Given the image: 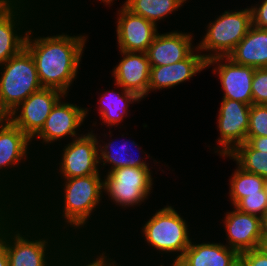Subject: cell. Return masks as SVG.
<instances>
[{"label":"cell","mask_w":267,"mask_h":266,"mask_svg":"<svg viewBox=\"0 0 267 266\" xmlns=\"http://www.w3.org/2000/svg\"><path fill=\"white\" fill-rule=\"evenodd\" d=\"M103 191V174L40 179L37 195L27 208L44 225L61 231L73 243H115L120 231L107 220Z\"/></svg>","instance_id":"obj_1"},{"label":"cell","mask_w":267,"mask_h":266,"mask_svg":"<svg viewBox=\"0 0 267 266\" xmlns=\"http://www.w3.org/2000/svg\"><path fill=\"white\" fill-rule=\"evenodd\" d=\"M67 14L66 19L55 16L54 11L40 15L27 33L25 48L35 61L39 81L43 88L56 89L65 95H72L71 90L73 87L77 88L76 83L81 80L79 79L82 74L80 68H84L82 59L85 57L91 33L80 32L78 34L70 31V26L74 23L72 20L76 19L71 15L75 12Z\"/></svg>","instance_id":"obj_2"},{"label":"cell","mask_w":267,"mask_h":266,"mask_svg":"<svg viewBox=\"0 0 267 266\" xmlns=\"http://www.w3.org/2000/svg\"><path fill=\"white\" fill-rule=\"evenodd\" d=\"M175 203L176 202L170 203L169 201L168 202L166 201V203H165L166 205H162L161 207L158 206L157 209L153 210L152 205L154 207V204H152V200H151L150 209L148 207V210L144 211V213L145 212L147 213L150 210V212H148V214L150 216L147 214V217H145L144 220L139 218V220H137V221L138 222L140 221L141 224H139L137 221L135 222L136 224H134V223H132V221H130L132 228H129V230H128V228H127V230H126V228H123V230L120 231L116 243L117 244L120 243V244H118V247L121 248L120 254L122 255V259H123V266H130V265L131 266H156L157 264H160L163 262H176L182 257L185 250L189 247L192 238L196 235L195 233L197 230L193 226L196 225L198 222H196V220H195V221H193V222H195V224L193 222L190 223L191 217L189 220V218H188L189 216H187L189 214L187 212L185 213L184 210L181 209V207H178V204L176 205ZM151 209L153 212H151ZM182 210H183V212H181ZM183 214H184V216H183ZM137 223H138V225H137ZM133 225H134V227H133ZM133 228H135V229H133ZM124 229L128 232V235L130 232V236L127 235V233H126V231H124ZM130 230H132V231L134 230L133 232L136 235L134 233H133V235H131L132 231H130ZM136 232L139 233L138 237H137ZM123 234L125 236H127V238L124 237ZM122 236L125 239H131L130 240L131 242L129 243L128 242L129 240H125V239L121 240ZM132 236H133V240H132ZM128 237H131V238H128ZM136 237L140 240L136 239ZM134 240H136L135 244L138 243L136 245L138 247H136L135 244L131 245L132 241H134ZM123 243H125V244L127 243L131 246L129 247V245H127V244L125 245ZM139 243L141 246L139 245ZM133 248H134V250L132 251ZM137 248H139V249H137ZM128 250H131V252L129 251V253H128L127 252ZM135 250H137V251L140 250V251L136 252ZM145 251H146V253H145ZM122 252H124V253H122ZM140 252H142V253H140ZM132 253H134V254L132 255ZM129 257H130V259H129ZM132 259H133V261H132ZM136 262L138 263V265ZM140 262H141V265H140Z\"/></svg>","instance_id":"obj_3"},{"label":"cell","mask_w":267,"mask_h":266,"mask_svg":"<svg viewBox=\"0 0 267 266\" xmlns=\"http://www.w3.org/2000/svg\"><path fill=\"white\" fill-rule=\"evenodd\" d=\"M9 266H55L73 243L64 233L44 225L23 207L2 229Z\"/></svg>","instance_id":"obj_4"},{"label":"cell","mask_w":267,"mask_h":266,"mask_svg":"<svg viewBox=\"0 0 267 266\" xmlns=\"http://www.w3.org/2000/svg\"><path fill=\"white\" fill-rule=\"evenodd\" d=\"M41 160L31 139L7 117H0V188L17 204L27 207L36 197Z\"/></svg>","instance_id":"obj_5"},{"label":"cell","mask_w":267,"mask_h":266,"mask_svg":"<svg viewBox=\"0 0 267 266\" xmlns=\"http://www.w3.org/2000/svg\"><path fill=\"white\" fill-rule=\"evenodd\" d=\"M165 169L170 172L167 173ZM172 171L175 172V168L171 167L162 169V168L122 167L109 171L106 174H103L104 206H105L106 217L109 220V222H111L113 225H115V227H117V229H119V231H121L123 229V224L120 220L117 221L115 219L117 216L118 219L121 217L122 218L125 217L123 218L125 219L124 221H126L127 219L126 222L128 228L129 226H131L128 223L129 222L128 219H130L131 221L132 220L136 221V218L134 219L135 214H139L141 208L142 210L140 214L141 217L144 218V215H142L144 214L142 212L144 211L143 208H145L146 205L149 206L148 203L150 202L149 201L150 197L154 198L151 195H156L154 194L155 192L154 187L156 185L155 179L158 176L154 175H157L158 173L160 176L161 174L168 175L171 173L172 176L173 173ZM134 209H136L137 211L135 210L131 212L133 213L138 212V213H134V217L131 218L126 217L127 215L125 214H128V216H130L129 215L130 210ZM117 210H119V212ZM123 213L124 216H122ZM111 215L113 218L111 217ZM117 223L118 224L121 223L120 225L122 226L118 225Z\"/></svg>","instance_id":"obj_6"},{"label":"cell","mask_w":267,"mask_h":266,"mask_svg":"<svg viewBox=\"0 0 267 266\" xmlns=\"http://www.w3.org/2000/svg\"><path fill=\"white\" fill-rule=\"evenodd\" d=\"M236 6L231 10L229 6L223 11L221 8L218 12L214 10V13L209 12L210 14L207 13L203 15V18L201 16L200 20L198 19L199 26L203 25L204 29L197 26V32H200L201 28L203 30H201L202 35L196 42L197 49L206 61L215 57H228L252 26V12L249 4L246 3L243 8L238 3Z\"/></svg>","instance_id":"obj_7"},{"label":"cell","mask_w":267,"mask_h":266,"mask_svg":"<svg viewBox=\"0 0 267 266\" xmlns=\"http://www.w3.org/2000/svg\"><path fill=\"white\" fill-rule=\"evenodd\" d=\"M93 174L103 173L99 169L98 140L90 129L55 147L41 160L40 179H69Z\"/></svg>","instance_id":"obj_8"},{"label":"cell","mask_w":267,"mask_h":266,"mask_svg":"<svg viewBox=\"0 0 267 266\" xmlns=\"http://www.w3.org/2000/svg\"><path fill=\"white\" fill-rule=\"evenodd\" d=\"M71 96L64 95L56 103L41 130L31 139L33 151L40 160L55 147L82 136L89 129L85 104L80 105L78 100L75 103V99L71 102Z\"/></svg>","instance_id":"obj_9"},{"label":"cell","mask_w":267,"mask_h":266,"mask_svg":"<svg viewBox=\"0 0 267 266\" xmlns=\"http://www.w3.org/2000/svg\"><path fill=\"white\" fill-rule=\"evenodd\" d=\"M42 88L35 61L24 47L0 66V117H7L32 93Z\"/></svg>","instance_id":"obj_10"},{"label":"cell","mask_w":267,"mask_h":266,"mask_svg":"<svg viewBox=\"0 0 267 266\" xmlns=\"http://www.w3.org/2000/svg\"><path fill=\"white\" fill-rule=\"evenodd\" d=\"M115 130L117 129H102L101 131L103 132L100 130H92L98 140L99 169L103 174L122 167L170 168L168 163H162L160 159L154 158L149 151H146V149L144 150L143 145L139 146L140 144L133 139L134 137H132L131 134L129 135L127 129L118 130L119 132L120 130L126 131L120 132V135L118 133L120 141L117 134L116 137H114L113 133ZM120 136L123 139L120 138Z\"/></svg>","instance_id":"obj_11"},{"label":"cell","mask_w":267,"mask_h":266,"mask_svg":"<svg viewBox=\"0 0 267 266\" xmlns=\"http://www.w3.org/2000/svg\"><path fill=\"white\" fill-rule=\"evenodd\" d=\"M111 84L112 85L108 84L109 88H107V90L105 88L103 89L97 88L98 90H100V92L96 91L95 93L97 95V100H96L97 102L95 103L96 107L93 104L89 105L86 103V105L90 106V107L86 106L85 110L86 121L88 126L90 127L89 128L90 130H96V129L101 130L105 128L106 129L128 128L127 126L128 125L131 126V123L127 124L125 121L128 119L126 118H129L130 116L134 115L131 112L132 109L130 108L131 107L133 108V106L136 104L138 105L141 101L143 102V100L139 98L135 93L126 91L120 85L116 84L113 81ZM92 106L94 107L93 108L94 110H92L91 108ZM91 111H93V115L95 114V117L99 114V116L96 117V118L99 117L98 118L99 120L96 118L94 120L90 118V116H93ZM95 111L98 114L94 113Z\"/></svg>","instance_id":"obj_12"},{"label":"cell","mask_w":267,"mask_h":266,"mask_svg":"<svg viewBox=\"0 0 267 266\" xmlns=\"http://www.w3.org/2000/svg\"><path fill=\"white\" fill-rule=\"evenodd\" d=\"M218 104L215 127L219 135L214 144L208 143L206 147L215 156H228L237 146L247 141L251 105L227 98H222Z\"/></svg>","instance_id":"obj_13"},{"label":"cell","mask_w":267,"mask_h":266,"mask_svg":"<svg viewBox=\"0 0 267 266\" xmlns=\"http://www.w3.org/2000/svg\"><path fill=\"white\" fill-rule=\"evenodd\" d=\"M230 207L231 210L226 209V211H223V216L218 221L220 224L216 220L217 225L220 226L217 231L221 232H216L215 234L222 238L220 240L225 245L238 253L257 249L262 241L261 218L243 213L234 206Z\"/></svg>","instance_id":"obj_14"},{"label":"cell","mask_w":267,"mask_h":266,"mask_svg":"<svg viewBox=\"0 0 267 266\" xmlns=\"http://www.w3.org/2000/svg\"><path fill=\"white\" fill-rule=\"evenodd\" d=\"M39 16L25 6H5L0 11V66L25 47L27 33Z\"/></svg>","instance_id":"obj_15"},{"label":"cell","mask_w":267,"mask_h":266,"mask_svg":"<svg viewBox=\"0 0 267 266\" xmlns=\"http://www.w3.org/2000/svg\"><path fill=\"white\" fill-rule=\"evenodd\" d=\"M220 83L222 98L253 104L251 84L256 68L233 62L229 57H215L206 61V69ZM215 75V76H214Z\"/></svg>","instance_id":"obj_16"},{"label":"cell","mask_w":267,"mask_h":266,"mask_svg":"<svg viewBox=\"0 0 267 266\" xmlns=\"http://www.w3.org/2000/svg\"><path fill=\"white\" fill-rule=\"evenodd\" d=\"M114 12L116 24V49L125 52L146 53L157 33L161 30L155 24L142 16L133 14L125 6H120ZM116 32V33H115Z\"/></svg>","instance_id":"obj_17"},{"label":"cell","mask_w":267,"mask_h":266,"mask_svg":"<svg viewBox=\"0 0 267 266\" xmlns=\"http://www.w3.org/2000/svg\"><path fill=\"white\" fill-rule=\"evenodd\" d=\"M64 95L56 89L42 88L32 93L7 118L32 139L43 127L52 108Z\"/></svg>","instance_id":"obj_18"},{"label":"cell","mask_w":267,"mask_h":266,"mask_svg":"<svg viewBox=\"0 0 267 266\" xmlns=\"http://www.w3.org/2000/svg\"><path fill=\"white\" fill-rule=\"evenodd\" d=\"M159 31L148 47L146 55L151 66L169 65L186 59L196 48L199 35L193 27ZM184 28V29H183ZM194 32V33H193ZM198 35V36H197ZM196 37V38H195Z\"/></svg>","instance_id":"obj_19"},{"label":"cell","mask_w":267,"mask_h":266,"mask_svg":"<svg viewBox=\"0 0 267 266\" xmlns=\"http://www.w3.org/2000/svg\"><path fill=\"white\" fill-rule=\"evenodd\" d=\"M197 226L195 228L198 230L200 227L199 231L177 262L182 266H231L239 257V253L225 245L219 237H215L217 235L212 237V231L210 234L206 228H201L202 225L198 228ZM205 230L208 232L205 233Z\"/></svg>","instance_id":"obj_20"},{"label":"cell","mask_w":267,"mask_h":266,"mask_svg":"<svg viewBox=\"0 0 267 266\" xmlns=\"http://www.w3.org/2000/svg\"><path fill=\"white\" fill-rule=\"evenodd\" d=\"M120 56L109 72L113 82L145 101L148 98L151 65L146 53L117 50ZM147 97V98H146Z\"/></svg>","instance_id":"obj_21"},{"label":"cell","mask_w":267,"mask_h":266,"mask_svg":"<svg viewBox=\"0 0 267 266\" xmlns=\"http://www.w3.org/2000/svg\"><path fill=\"white\" fill-rule=\"evenodd\" d=\"M206 70V60L197 48L186 59L179 62L151 66L148 97L158 91L176 89L175 87L181 84L191 83L190 80L193 81L195 76H199L202 71Z\"/></svg>","instance_id":"obj_22"},{"label":"cell","mask_w":267,"mask_h":266,"mask_svg":"<svg viewBox=\"0 0 267 266\" xmlns=\"http://www.w3.org/2000/svg\"><path fill=\"white\" fill-rule=\"evenodd\" d=\"M116 245V242L72 243L55 266H122V255Z\"/></svg>","instance_id":"obj_23"},{"label":"cell","mask_w":267,"mask_h":266,"mask_svg":"<svg viewBox=\"0 0 267 266\" xmlns=\"http://www.w3.org/2000/svg\"><path fill=\"white\" fill-rule=\"evenodd\" d=\"M190 2H197L192 0H126L125 7L130 10L133 14L142 16L146 20H149L153 24H155L158 28L162 29L161 26L166 22V25L163 26H171L172 20L169 18L174 15V20L179 21L178 18L176 19L175 16L177 15L176 12L180 11L178 15L184 12L185 6L186 9L189 6H193V12L195 13L196 9H199L200 6L187 5ZM182 11V12H181ZM170 21V24L169 21ZM163 22V24H162ZM161 24V25H160ZM168 24V25H167Z\"/></svg>","instance_id":"obj_24"},{"label":"cell","mask_w":267,"mask_h":266,"mask_svg":"<svg viewBox=\"0 0 267 266\" xmlns=\"http://www.w3.org/2000/svg\"><path fill=\"white\" fill-rule=\"evenodd\" d=\"M228 57L240 65L267 68V29L252 25Z\"/></svg>","instance_id":"obj_25"},{"label":"cell","mask_w":267,"mask_h":266,"mask_svg":"<svg viewBox=\"0 0 267 266\" xmlns=\"http://www.w3.org/2000/svg\"><path fill=\"white\" fill-rule=\"evenodd\" d=\"M234 169L230 176H228V191L225 196L230 206H235L242 198L260 194V191L265 186V178L256 174L248 173L243 171L240 167L234 164Z\"/></svg>","instance_id":"obj_26"},{"label":"cell","mask_w":267,"mask_h":266,"mask_svg":"<svg viewBox=\"0 0 267 266\" xmlns=\"http://www.w3.org/2000/svg\"><path fill=\"white\" fill-rule=\"evenodd\" d=\"M219 158L233 161L245 172L267 178V152L255 150L247 142L237 146L228 156Z\"/></svg>","instance_id":"obj_27"},{"label":"cell","mask_w":267,"mask_h":266,"mask_svg":"<svg viewBox=\"0 0 267 266\" xmlns=\"http://www.w3.org/2000/svg\"><path fill=\"white\" fill-rule=\"evenodd\" d=\"M247 136H267V105L252 104L249 111Z\"/></svg>","instance_id":"obj_28"},{"label":"cell","mask_w":267,"mask_h":266,"mask_svg":"<svg viewBox=\"0 0 267 266\" xmlns=\"http://www.w3.org/2000/svg\"><path fill=\"white\" fill-rule=\"evenodd\" d=\"M234 207L243 213L262 218L267 211V193L265 187L260 191V194L248 195L242 198Z\"/></svg>","instance_id":"obj_29"},{"label":"cell","mask_w":267,"mask_h":266,"mask_svg":"<svg viewBox=\"0 0 267 266\" xmlns=\"http://www.w3.org/2000/svg\"><path fill=\"white\" fill-rule=\"evenodd\" d=\"M253 104L267 105V68H256L251 84Z\"/></svg>","instance_id":"obj_30"},{"label":"cell","mask_w":267,"mask_h":266,"mask_svg":"<svg viewBox=\"0 0 267 266\" xmlns=\"http://www.w3.org/2000/svg\"><path fill=\"white\" fill-rule=\"evenodd\" d=\"M6 6H25L36 10L40 15L53 12L54 0H1ZM44 6V7H43Z\"/></svg>","instance_id":"obj_31"},{"label":"cell","mask_w":267,"mask_h":266,"mask_svg":"<svg viewBox=\"0 0 267 266\" xmlns=\"http://www.w3.org/2000/svg\"><path fill=\"white\" fill-rule=\"evenodd\" d=\"M254 2V3H253ZM250 0L252 25L260 29H267V0Z\"/></svg>","instance_id":"obj_32"},{"label":"cell","mask_w":267,"mask_h":266,"mask_svg":"<svg viewBox=\"0 0 267 266\" xmlns=\"http://www.w3.org/2000/svg\"><path fill=\"white\" fill-rule=\"evenodd\" d=\"M56 1V2H55ZM68 1V2H67ZM76 1V2H75ZM75 1H73L72 2V0H70V2H71V4H70V2H69V0H66V1H64V0H54V5L53 6H56V7H54L53 9V11L55 12V14L56 15H58V16H60V17H62V18H64L65 16H66V14L65 13H67V12H73L74 10V3H78L77 2V0H75ZM94 2L96 1L97 3H100V4H102L103 6H104V8L105 7H107V9H110V7H111V9H112V7H113V5L116 3L115 1H119V0H93ZM93 1H91L90 0V5H91V3L93 2ZM63 2V3H62ZM67 2V3H66ZM59 3H60V5H59ZM73 3V4H72ZM125 3H126V0H124V1H121L119 4H121L120 6H125ZM63 4V5H62ZM71 5V7H69L68 5ZM62 5V6H61ZM67 5V6H66ZM72 5H73V8H72ZM58 6V7H57ZM66 6V7H65ZM60 7V8H59ZM109 7V8H108ZM70 8H72V11H70L71 9ZM56 9V10H55ZM62 9L63 10H65L66 9V11H63L62 12ZM69 11H68V10ZM65 12V13H64ZM60 13H61V15H60Z\"/></svg>","instance_id":"obj_33"},{"label":"cell","mask_w":267,"mask_h":266,"mask_svg":"<svg viewBox=\"0 0 267 266\" xmlns=\"http://www.w3.org/2000/svg\"><path fill=\"white\" fill-rule=\"evenodd\" d=\"M246 266H267V257L259 248L239 253Z\"/></svg>","instance_id":"obj_34"},{"label":"cell","mask_w":267,"mask_h":266,"mask_svg":"<svg viewBox=\"0 0 267 266\" xmlns=\"http://www.w3.org/2000/svg\"><path fill=\"white\" fill-rule=\"evenodd\" d=\"M20 205H0V233L3 227L22 209Z\"/></svg>","instance_id":"obj_35"},{"label":"cell","mask_w":267,"mask_h":266,"mask_svg":"<svg viewBox=\"0 0 267 266\" xmlns=\"http://www.w3.org/2000/svg\"><path fill=\"white\" fill-rule=\"evenodd\" d=\"M246 142L255 150L267 152V136H247Z\"/></svg>","instance_id":"obj_36"},{"label":"cell","mask_w":267,"mask_h":266,"mask_svg":"<svg viewBox=\"0 0 267 266\" xmlns=\"http://www.w3.org/2000/svg\"><path fill=\"white\" fill-rule=\"evenodd\" d=\"M0 266H9L5 245L0 241Z\"/></svg>","instance_id":"obj_37"},{"label":"cell","mask_w":267,"mask_h":266,"mask_svg":"<svg viewBox=\"0 0 267 266\" xmlns=\"http://www.w3.org/2000/svg\"><path fill=\"white\" fill-rule=\"evenodd\" d=\"M0 205H17L1 188H0Z\"/></svg>","instance_id":"obj_38"},{"label":"cell","mask_w":267,"mask_h":266,"mask_svg":"<svg viewBox=\"0 0 267 266\" xmlns=\"http://www.w3.org/2000/svg\"><path fill=\"white\" fill-rule=\"evenodd\" d=\"M262 223V241H267V211L261 218Z\"/></svg>","instance_id":"obj_39"},{"label":"cell","mask_w":267,"mask_h":266,"mask_svg":"<svg viewBox=\"0 0 267 266\" xmlns=\"http://www.w3.org/2000/svg\"><path fill=\"white\" fill-rule=\"evenodd\" d=\"M258 248L267 257V241H261Z\"/></svg>","instance_id":"obj_40"},{"label":"cell","mask_w":267,"mask_h":266,"mask_svg":"<svg viewBox=\"0 0 267 266\" xmlns=\"http://www.w3.org/2000/svg\"><path fill=\"white\" fill-rule=\"evenodd\" d=\"M156 266H182L177 261L176 262H163L160 264H157Z\"/></svg>","instance_id":"obj_41"},{"label":"cell","mask_w":267,"mask_h":266,"mask_svg":"<svg viewBox=\"0 0 267 266\" xmlns=\"http://www.w3.org/2000/svg\"><path fill=\"white\" fill-rule=\"evenodd\" d=\"M231 266H246V265L244 261L240 257H238Z\"/></svg>","instance_id":"obj_42"},{"label":"cell","mask_w":267,"mask_h":266,"mask_svg":"<svg viewBox=\"0 0 267 266\" xmlns=\"http://www.w3.org/2000/svg\"><path fill=\"white\" fill-rule=\"evenodd\" d=\"M6 5L0 0V11L5 7Z\"/></svg>","instance_id":"obj_43"},{"label":"cell","mask_w":267,"mask_h":266,"mask_svg":"<svg viewBox=\"0 0 267 266\" xmlns=\"http://www.w3.org/2000/svg\"><path fill=\"white\" fill-rule=\"evenodd\" d=\"M265 189H266V193H267V178L265 179Z\"/></svg>","instance_id":"obj_44"}]
</instances>
